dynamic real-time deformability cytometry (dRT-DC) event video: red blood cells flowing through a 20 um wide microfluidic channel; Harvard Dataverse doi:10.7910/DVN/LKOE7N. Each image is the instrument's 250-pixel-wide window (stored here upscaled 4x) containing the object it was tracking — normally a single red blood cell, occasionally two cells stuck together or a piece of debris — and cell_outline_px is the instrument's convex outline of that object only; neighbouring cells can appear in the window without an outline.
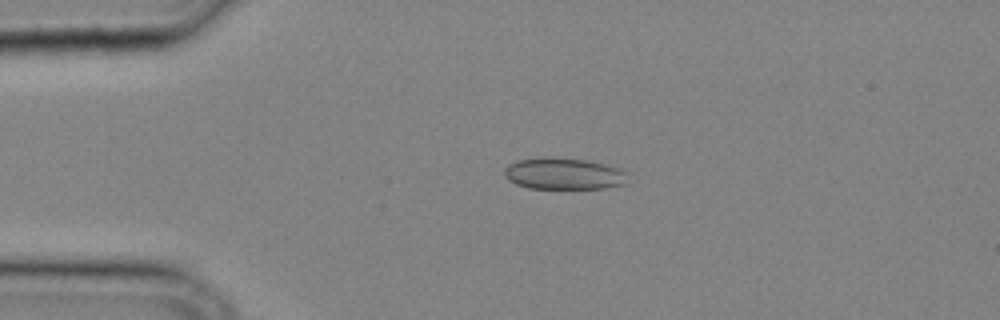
{"species": "common noctule bat (a hibernating species)", "species_latin": "Nyctalus noctula", "temperature_condition": "cold", "stored_images_in_passage": 28, "camera_frame_rate_fps": 3000, "um_per_image_px": 0.085, "animal": {"sex": "male", "body_mass_g": 20.4}, "frame": {"image": 1, "passage_image": 1, "time_ms": 0.0, "image_size_px": [1000, 320], "cell_outline_px": [[628, 184], [604, 188], [528, 188], [516, 184], [508, 180], [504, 176], [504, 168], [508, 164], [516, 160], [544, 156], [552, 156], [588, 160], [620, 168], [624, 172]], "centroid_in_image_um": [47.88, 14.75], "position_along_channel_um": 37.1, "area_um2": 23.06}}
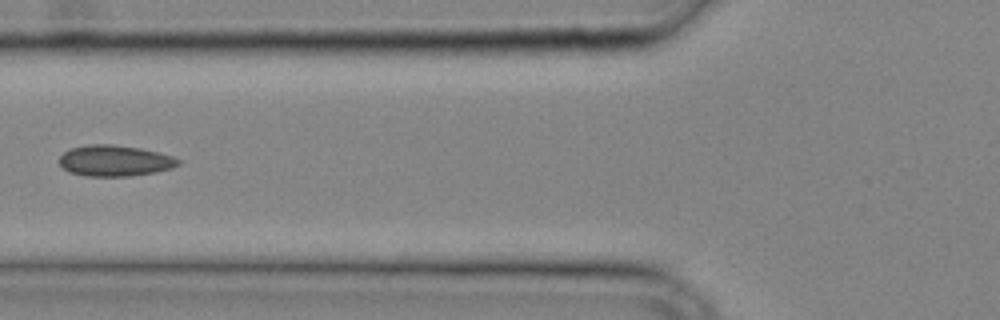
{"frame": {"image": 2, "passage_image": 7, "time_ms": 2.0, "image_size_px": [1000, 320], "cell_outline_px": [[180, 164], [172, 168], [156, 172], [128, 176], [88, 176], [68, 172], [60, 164], [60, 156], [64, 152], [72, 148], [88, 144], [112, 144], [140, 148], [172, 156], [180, 160]], "centroid_in_image_um": [9.76, 13.66], "position_along_channel_um": 116.0, "area_um2": 21.39}}
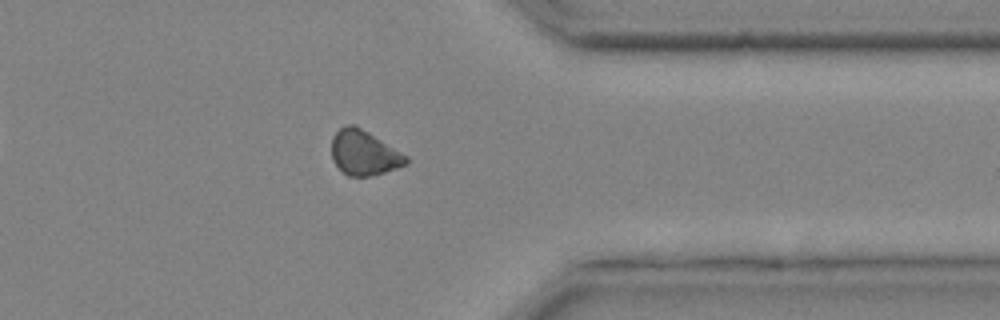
{"frame": {"image": 3, "passage_image": 22, "time_ms": 7.0, "image_size_px": [1000, 320], "cell_outline_px": [[408, 164], [372, 176], [348, 176], [332, 160], [332, 136], [344, 124], [356, 124], [408, 156]], "centroid_in_image_um": [30.94, 12.97], "position_along_channel_um": 380.5, "area_um2": 19.54}}